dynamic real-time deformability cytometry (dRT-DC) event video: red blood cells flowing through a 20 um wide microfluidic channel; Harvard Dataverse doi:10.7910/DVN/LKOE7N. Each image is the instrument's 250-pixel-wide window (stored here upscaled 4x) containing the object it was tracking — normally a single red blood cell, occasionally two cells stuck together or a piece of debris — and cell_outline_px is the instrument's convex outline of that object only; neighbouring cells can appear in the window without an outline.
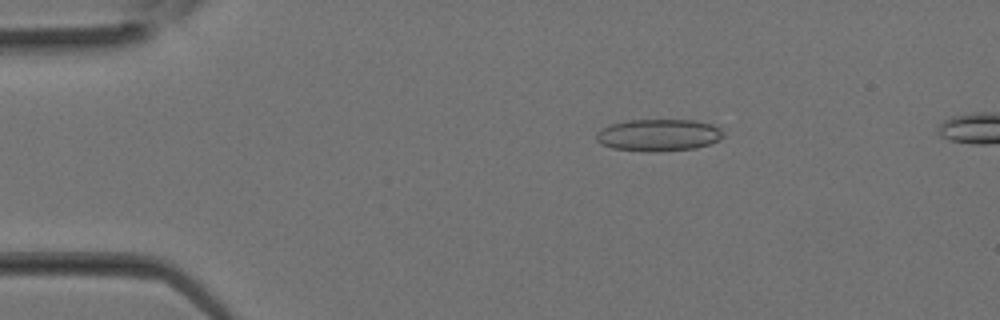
{"species": "Egyptian fruit bat (a non-hibernating species)", "species_latin": "Rousettus aegyptiacus", "temperature_condition": "room temperature", "stored_images_in_passage": 17, "camera_frame_rate_fps": 3000, "um_per_image_px": 0.085, "animal": {"sex": "female"}, "frame": {"image": 1, "passage_image": 6, "time_ms": 1.667, "image_size_px": [1000, 320], "cell_outline_px": [[724, 136], [720, 140], [696, 148], [656, 152], [644, 152], [612, 148], [600, 144], [596, 140], [596, 132], [612, 124], [628, 120], [692, 120], [712, 124], [720, 128], [724, 132]], "centroid_in_image_um": [55.99, 11.49], "position_along_channel_um": 29.0, "area_um2": 23.87}}
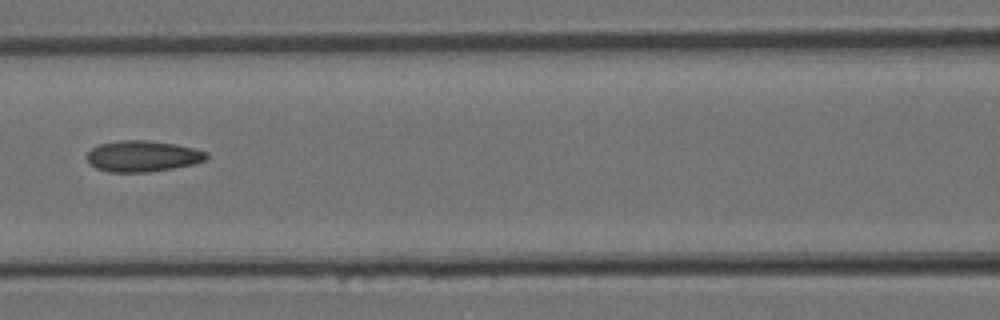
{"frame": {"image": 2, "passage_image": 14, "time_ms": 4.333, "image_size_px": [1000, 320], "cell_outline_px": [[208, 156], [204, 160], [192, 164], [172, 168], [148, 172], [108, 172], [96, 168], [88, 164], [84, 156], [92, 148], [100, 144], [120, 140], [144, 140], [176, 144], [196, 148], [208, 152]], "centroid_in_image_um": [12.08, 13.27], "position_along_channel_um": 154.5, "area_um2": 21.79}}
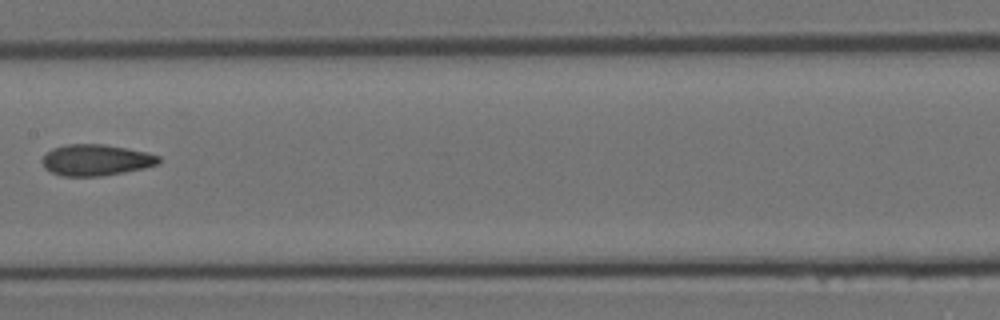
{"frame": {"image": 3, "passage_image": 16, "time_ms": 5.0, "image_size_px": [1000, 320], "cell_outline_px": [[160, 164], [144, 168], [124, 172], [100, 176], [60, 176], [44, 168], [40, 160], [52, 148], [68, 144], [104, 144], [148, 152], [160, 156]], "centroid_in_image_um": [8.16, 13.6], "position_along_channel_um": 199.2, "area_um2": 21.33}}